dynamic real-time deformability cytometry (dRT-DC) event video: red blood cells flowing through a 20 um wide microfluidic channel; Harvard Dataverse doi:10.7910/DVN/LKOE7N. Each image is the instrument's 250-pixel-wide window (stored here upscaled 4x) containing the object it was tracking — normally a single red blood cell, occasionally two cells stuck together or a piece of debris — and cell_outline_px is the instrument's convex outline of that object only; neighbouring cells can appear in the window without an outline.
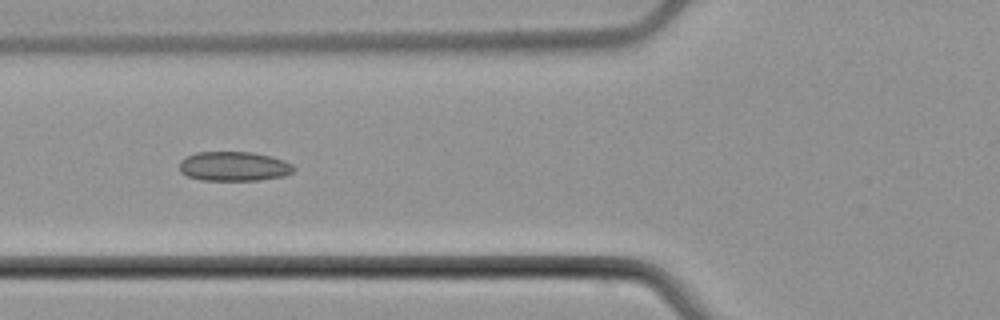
{"species": "common noctule bat (a hibernating species)", "species_latin": "Nyctalus noctula", "temperature_condition": "cold", "stored_images_in_passage": 7, "camera_frame_rate_fps": 3000, "um_per_image_px": 0.085, "animal": {"sex": "male", "body_mass_g": 21.5, "forearm_length_mm": 52.0}, "frame": {"image": 1, "passage_image": 6, "time_ms": 6.0, "image_size_px": [1000, 320], "cell_outline_px": [[296, 168], [292, 172], [284, 176], [260, 180], [200, 180], [188, 176], [180, 172], [180, 160], [196, 152], [252, 152], [284, 160], [292, 164]], "centroid_in_image_um": [19.88, 14.14], "position_along_channel_um": 105.9, "area_um2": 19.59}}
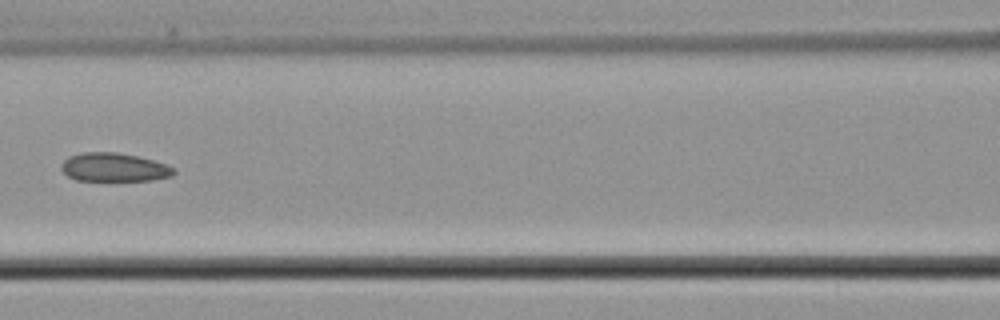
{"frame": {"image": 2, "passage_image": 7, "time_ms": 7.333, "image_size_px": [1000, 320], "cell_outline_px": [[176, 172], [172, 176], [152, 180], [76, 180], [68, 176], [60, 168], [64, 160], [68, 156], [84, 152], [116, 152], [136, 156], [152, 160], [176, 168]], "centroid_in_image_um": [9.69, 14.22], "position_along_channel_um": 156.9, "area_um2": 18.61}}